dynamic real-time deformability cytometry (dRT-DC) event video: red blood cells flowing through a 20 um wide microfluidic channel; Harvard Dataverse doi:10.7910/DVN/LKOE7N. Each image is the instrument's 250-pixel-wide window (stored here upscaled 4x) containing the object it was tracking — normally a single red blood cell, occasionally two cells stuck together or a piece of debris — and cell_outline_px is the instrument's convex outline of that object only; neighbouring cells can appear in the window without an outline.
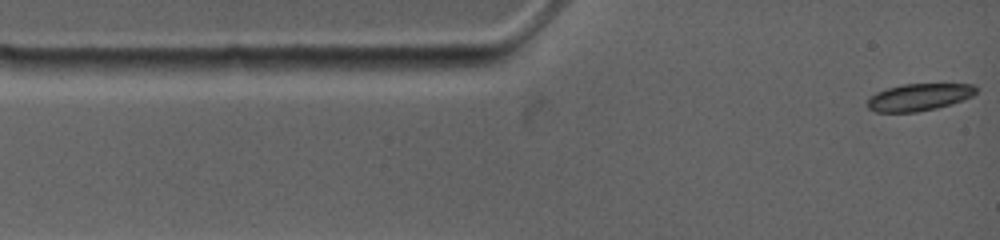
{"species": "common noctule bat (a hibernating species)", "species_latin": "Nyctalus noctula", "temperature_condition": "warm", "stored_images_in_passage": 19, "camera_frame_rate_fps": 4500, "um_per_image_px": 0.085, "animal": {"sex": "female", "body_mass_g": 19.0, "forearm_length_mm": 53.3}, "frame": {"image": 1, "passage_image": 1, "time_ms": 0.0, "image_size_px": [1000, 240], "cell_outline_px": [[976, 92], [972, 96], [964, 100], [936, 108], [916, 112], [876, 112], [868, 108], [868, 96], [876, 92], [888, 88], [904, 84], [976, 84]], "centroid_in_image_um": [78.11, 8.25], "position_along_channel_um": 6.9, "area_um2": 17.17}}
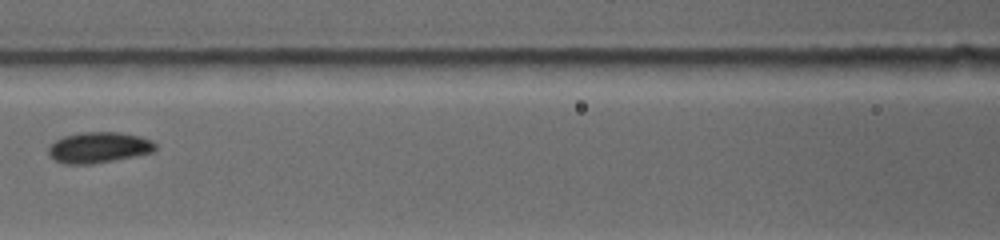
{"frame": {"image": 2, "passage_image": 14, "time_ms": 5.111, "image_size_px": [1000, 240], "cell_outline_px": [[156, 148], [152, 152], [136, 156], [92, 164], [64, 164], [52, 160], [48, 156], [48, 148], [56, 140], [64, 136], [84, 132], [116, 132], [140, 136], [152, 140], [156, 144]], "centroid_in_image_um": [8.37, 12.55], "position_along_channel_um": 158.2, "area_um2": 19.31}}
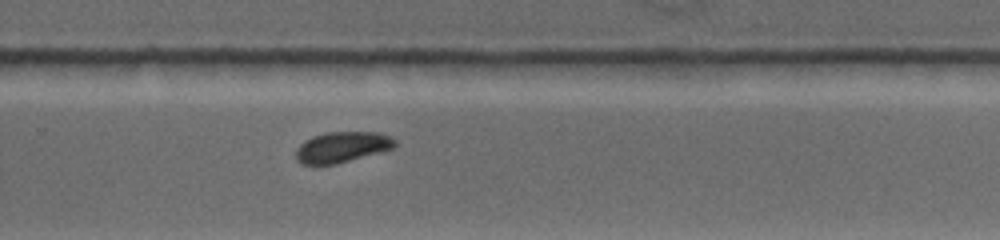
{"frame": {"image": 3, "passage_image": 19, "time_ms": 8.889, "image_size_px": [1000, 240], "cell_outline_px": [[396, 144], [392, 148], [380, 152], [336, 164], [300, 164], [296, 160], [296, 148], [304, 140], [312, 136], [328, 132], [376, 132], [392, 136], [396, 140]], "centroid_in_image_um": [29.06, 12.49], "position_along_channel_um": 300.7, "area_um2": 17.74}}